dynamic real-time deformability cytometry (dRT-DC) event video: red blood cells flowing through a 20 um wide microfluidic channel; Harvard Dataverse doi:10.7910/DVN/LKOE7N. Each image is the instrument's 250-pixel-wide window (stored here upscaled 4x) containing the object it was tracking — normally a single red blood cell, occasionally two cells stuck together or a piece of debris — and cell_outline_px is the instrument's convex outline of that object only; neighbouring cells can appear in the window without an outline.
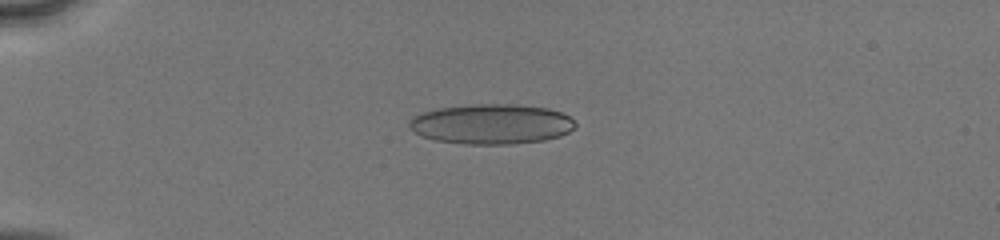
{"species": "human", "species_latin": "Homo sapiens", "temperature_condition": "cold", "stored_images_in_passage": 47, "camera_frame_rate_fps": 3000, "um_per_image_px": 0.085, "donor": {"sex": "male"}, "frame": {"image": 1, "passage_image": 13, "time_ms": 4.0, "image_size_px": [1000, 240], "cell_outline_px": [[576, 124], [568, 132], [560, 136], [544, 140], [512, 144], [464, 144], [436, 140], [420, 136], [412, 132], [408, 124], [408, 120], [412, 116], [424, 112], [440, 108], [476, 104], [516, 104], [548, 108], [564, 112]], "centroid_in_image_um": [41.75, 10.54], "position_along_channel_um": 43.3, "area_um2": 38.9}}
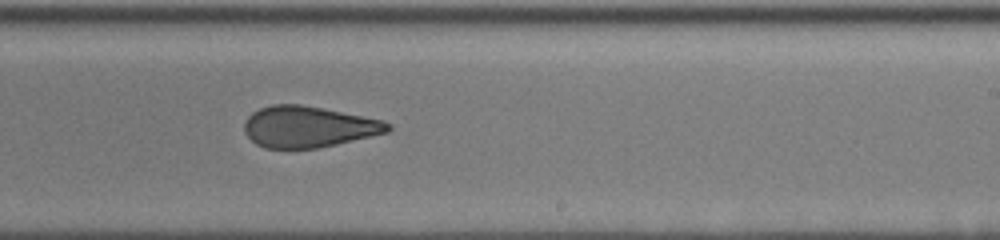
{"frame": {"image": 2, "passage_image": 32, "time_ms": 10.333, "image_size_px": [1000, 240], "cell_outline_px": [[392, 128], [388, 132], [336, 144], [316, 148], [264, 148], [256, 144], [244, 132], [244, 120], [252, 112], [260, 108], [272, 104], [300, 104], [384, 120], [392, 124]], "centroid_in_image_um": [26.2, 10.77], "position_along_channel_um": 262.8, "area_um2": 34.39}}
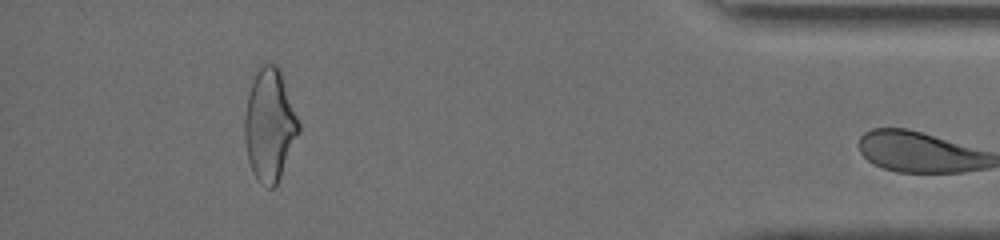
{"frame": {"image": 3, "passage_image": 46, "time_ms": 15.0, "image_size_px": [1000, 240], "cell_outline_px": [[300, 132], [280, 176], [276, 184], [272, 188], [268, 188], [252, 172], [248, 160], [244, 140], [244, 116], [248, 96], [252, 80], [260, 64], [276, 64], [280, 72], [300, 124]], "centroid_in_image_um": [22.9, 10.62], "position_along_channel_um": 412.3, "area_um2": 34.91}}